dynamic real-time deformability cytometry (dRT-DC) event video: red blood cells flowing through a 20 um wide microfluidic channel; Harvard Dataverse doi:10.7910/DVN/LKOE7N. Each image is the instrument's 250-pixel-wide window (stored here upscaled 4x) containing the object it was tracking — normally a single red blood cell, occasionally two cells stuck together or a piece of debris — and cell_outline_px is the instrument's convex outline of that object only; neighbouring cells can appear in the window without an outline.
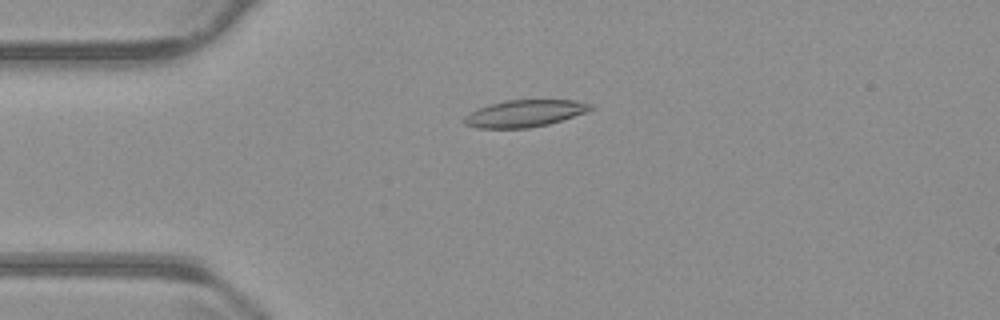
{"species": "common noctule bat (a hibernating species)", "species_latin": "Nyctalus noctula", "temperature_condition": "warm", "stored_images_in_passage": 54, "camera_frame_rate_fps": 3000, "um_per_image_px": 0.085, "animal": {"sex": "male", "body_mass_g": 23.1, "forearm_length_mm": 52.7}, "frame": {"image": 1, "passage_image": 13, "time_ms": 4.0, "image_size_px": [1000, 320], "cell_outline_px": [[596, 108], [588, 112], [548, 124], [528, 128], [476, 128], [464, 124], [460, 120], [464, 116], [488, 104], [508, 100], [576, 100], [596, 104]], "centroid_in_image_um": [44.65, 9.64], "position_along_channel_um": 40.4, "area_um2": 20.11}}
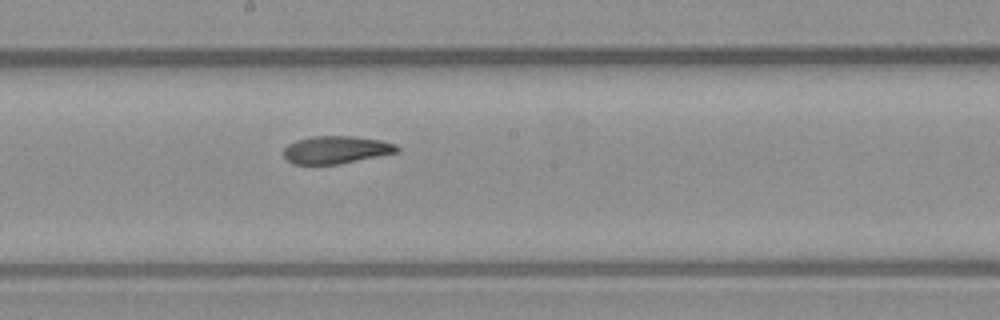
{"frame": {"image": 2, "passage_image": 29, "time_ms": 9.333, "image_size_px": [1000, 320], "cell_outline_px": [[400, 152], [336, 164], [292, 164], [284, 156], [284, 148], [288, 144], [296, 140], [312, 136], [352, 136], [380, 140], [396, 144], [400, 148]], "centroid_in_image_um": [28.57, 12.72], "position_along_channel_um": 219.6, "area_um2": 18.21}}
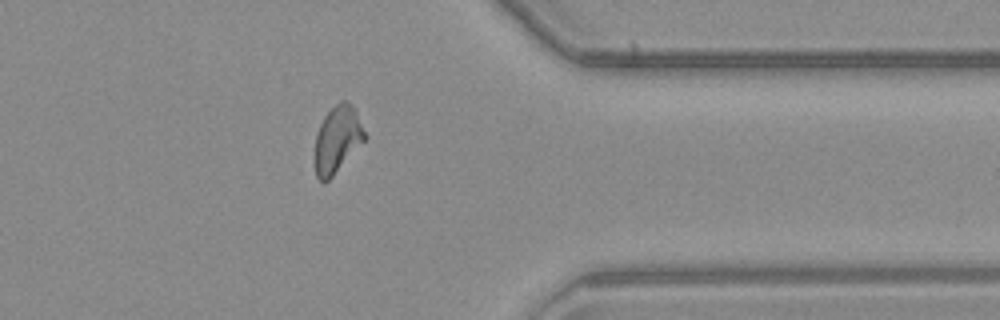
{"frame": {"image": 3, "passage_image": 43, "time_ms": 14.0, "image_size_px": [1000, 320], "cell_outline_px": [[368, 136], [332, 176], [324, 184], [316, 176], [312, 156], [316, 132], [324, 116], [340, 100], [344, 100], [356, 108]], "centroid_in_image_um": [28.64, 11.85], "position_along_channel_um": 382.8, "area_um2": 19.88}, "authors_computed_cell_mechanics": {"area_um2": 19.363, "velocity_mm_per_s": 3.8078, "shape_relaxation_time_tau1_ms": null, "shape_relaxation_time_tau2_ms": 3.6847, "deformation_change_tau1": null, "deformation_change_tau2": 0.1076}}